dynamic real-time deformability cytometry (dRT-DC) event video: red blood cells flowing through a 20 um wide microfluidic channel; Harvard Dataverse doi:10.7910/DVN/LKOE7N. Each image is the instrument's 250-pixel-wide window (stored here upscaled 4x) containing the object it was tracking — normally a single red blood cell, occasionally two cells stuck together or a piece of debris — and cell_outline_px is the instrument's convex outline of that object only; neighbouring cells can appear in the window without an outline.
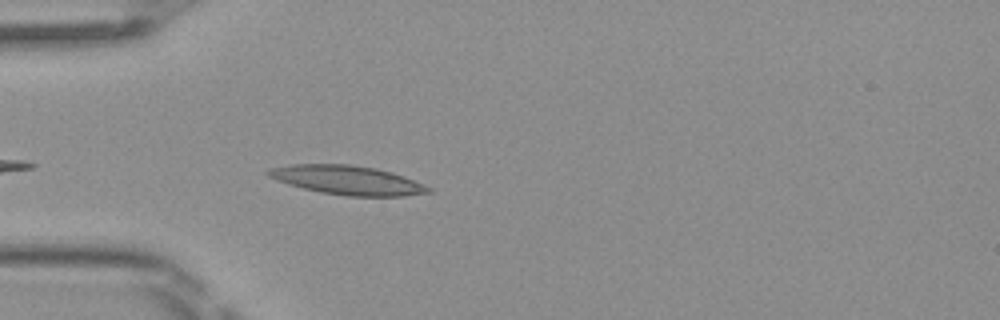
{"species": "Egyptian fruit bat (a non-hibernating species)", "species_latin": "Rousettus aegyptiacus", "temperature_condition": "room temperature", "stored_images_in_passage": 36, "camera_frame_rate_fps": 3000, "um_per_image_px": 0.085, "frame": {"image": 1, "passage_image": 3, "time_ms": 0.667, "image_size_px": [1000, 320], "cell_outline_px": [[432, 192], [404, 196], [348, 196], [320, 192], [288, 184], [276, 180], [268, 176], [264, 172], [268, 168], [292, 164], [352, 164], [376, 168], [392, 172], [404, 176], [432, 188]], "centroid_in_image_um": [29.51, 15.3], "position_along_channel_um": 55.5, "area_um2": 27.22}}
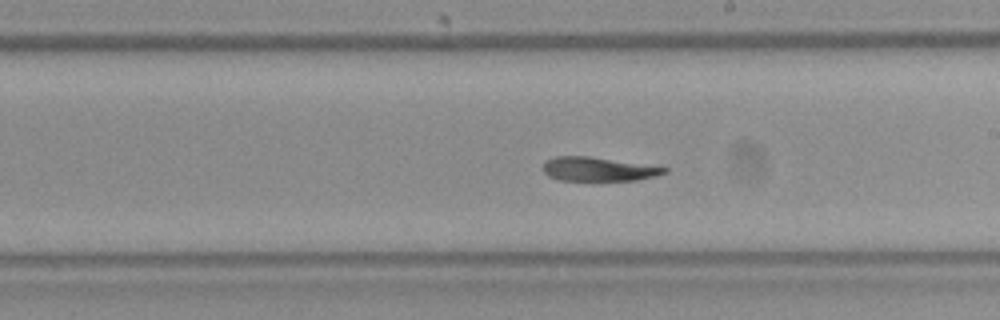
{"frame": {"image": 2, "passage_image": 14, "time_ms": 4.333, "image_size_px": [1000, 320], "cell_outline_px": [[668, 172], [636, 180], [556, 180], [548, 176], [544, 172], [544, 164], [548, 160], [556, 156], [588, 156], [668, 168]], "centroid_in_image_um": [50.81, 14.38], "position_along_channel_um": 238.2, "area_um2": 16.53}}
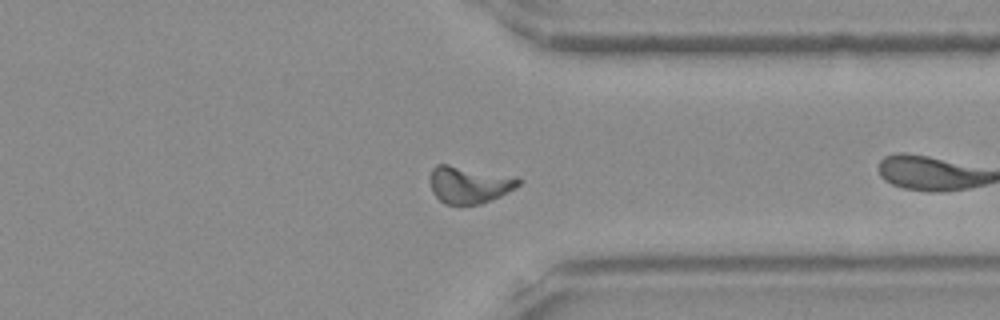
{"frame": {"image": 3, "passage_image": 24, "time_ms": 7.667, "image_size_px": [1000, 320], "cell_outline_px": [[520, 184], [508, 192], [500, 196], [480, 204], [460, 208], [444, 204], [432, 192], [432, 168], [436, 164], [448, 164], [516, 176], [520, 180]], "centroid_in_image_um": [39.88, 15.73], "position_along_channel_um": 371.5, "area_um2": 19.48}, "authors_computed_cell_mechanics": {"area_um2": 17.9758, "velocity_mm_per_s": 4.0433, "shape_relaxation_time_tau1_ms": 4.7312, "shape_relaxation_time_tau2_ms": 2.5943, "deformation_change_tau1": 0.1878, "deformation_change_tau2": 0.1093}}